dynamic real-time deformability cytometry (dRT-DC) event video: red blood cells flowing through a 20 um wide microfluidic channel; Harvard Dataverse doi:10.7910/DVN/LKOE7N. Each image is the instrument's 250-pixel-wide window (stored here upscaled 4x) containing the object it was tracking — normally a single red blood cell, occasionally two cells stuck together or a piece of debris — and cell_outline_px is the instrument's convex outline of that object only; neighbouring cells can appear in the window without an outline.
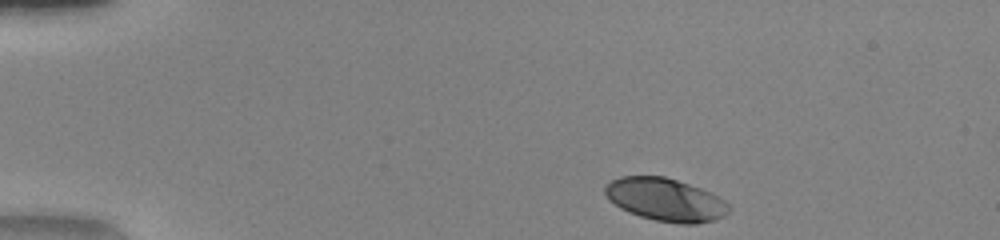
{"species": "human", "species_latin": "Homo sapiens", "temperature_condition": "warm", "stored_images_in_passage": 43, "camera_frame_rate_fps": 3000, "um_per_image_px": 0.085, "donor": {"sex": "female"}, "frame": {"image": 1, "passage_image": 1, "time_ms": 0.0, "image_size_px": [1000, 240], "cell_outline_px": [[732, 208], [724, 216], [716, 220], [696, 224], [680, 224], [656, 220], [640, 216], [628, 212], [620, 208], [608, 200], [604, 192], [604, 188], [612, 180], [620, 176], [664, 176], [700, 188], [724, 200]], "centroid_in_image_um": [56.55, 16.98], "position_along_channel_um": 28.4, "area_um2": 30.92}}
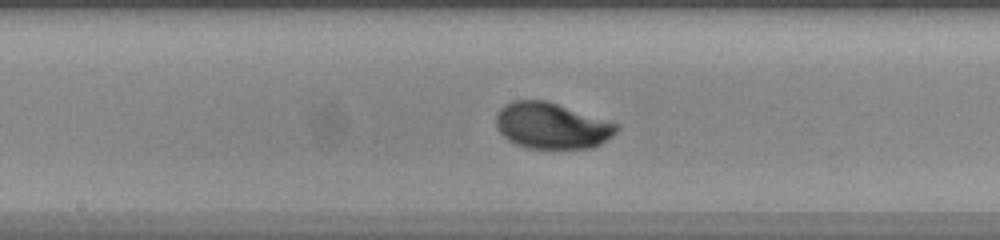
{"frame": {"image": 2, "passage_image": 20, "time_ms": 6.333, "image_size_px": [1000, 240], "cell_outline_px": [[616, 132], [612, 136], [600, 144], [592, 148], [528, 148], [516, 144], [508, 140], [496, 128], [496, 116], [500, 108], [504, 104], [512, 100], [544, 100], [616, 124]], "centroid_in_image_um": [46.82, 10.69], "position_along_channel_um": 201.4, "area_um2": 31.79}}
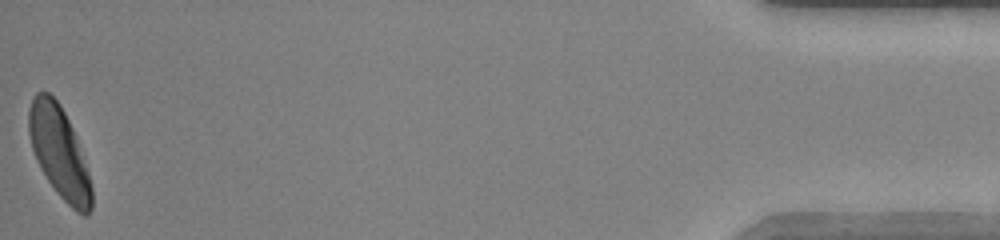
{"frame": {"image": 3, "passage_image": 43, "time_ms": 14.0, "image_size_px": [1000, 240], "cell_outline_px": [[92, 208], [88, 216], [84, 216], [76, 212], [56, 192], [40, 168], [36, 160], [32, 148], [28, 132], [28, 108], [36, 92], [48, 92], [60, 104], [76, 136], [88, 172], [92, 188]], "centroid_in_image_um": [5.03, 12.96], "position_along_channel_um": 430.2, "area_um2": 33.29}, "authors_computed_cell_mechanics": {"area_um2": 31.7322, "velocity_mm_per_s": 4.0963, "shape_relaxation_time_tau1_ms": 2.2751, "shape_relaxation_time_tau2_ms": null, "deformation_change_tau1": 0.163, "deformation_change_tau2": null}}